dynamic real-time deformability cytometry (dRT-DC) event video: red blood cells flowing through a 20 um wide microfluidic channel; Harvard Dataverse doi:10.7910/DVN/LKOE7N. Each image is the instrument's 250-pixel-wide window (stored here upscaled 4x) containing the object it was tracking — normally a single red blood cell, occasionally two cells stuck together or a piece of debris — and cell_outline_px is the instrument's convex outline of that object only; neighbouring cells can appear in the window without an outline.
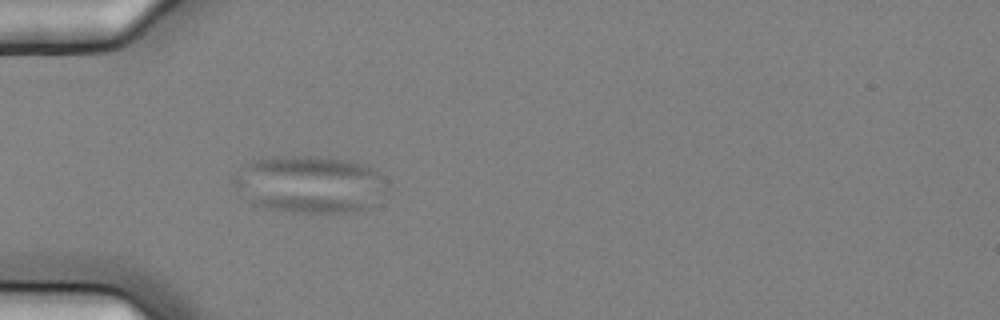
{"species": "common noctule bat (a hibernating species)", "species_latin": "Nyctalus noctula", "temperature_condition": "cold", "stored_images_in_passage": 4, "camera_frame_rate_fps": 3000, "um_per_image_px": 0.085, "animal": {"sex": "female", "body_mass_g": 25.1}, "frame": {"image": 1, "passage_image": 4, "time_ms": 1.0, "image_size_px": [1000, 320], "cell_outline_px": [[388, 180], [384, 192], [368, 208], [348, 212], [292, 212], [268, 208], [256, 204], [240, 196], [232, 184], [232, 176], [240, 164], [252, 160], [272, 156], [320, 156], [348, 160], [372, 168]], "centroid_in_image_um": [26.24, 15.64], "position_along_channel_um": 58.8, "area_um2": 51.67}}